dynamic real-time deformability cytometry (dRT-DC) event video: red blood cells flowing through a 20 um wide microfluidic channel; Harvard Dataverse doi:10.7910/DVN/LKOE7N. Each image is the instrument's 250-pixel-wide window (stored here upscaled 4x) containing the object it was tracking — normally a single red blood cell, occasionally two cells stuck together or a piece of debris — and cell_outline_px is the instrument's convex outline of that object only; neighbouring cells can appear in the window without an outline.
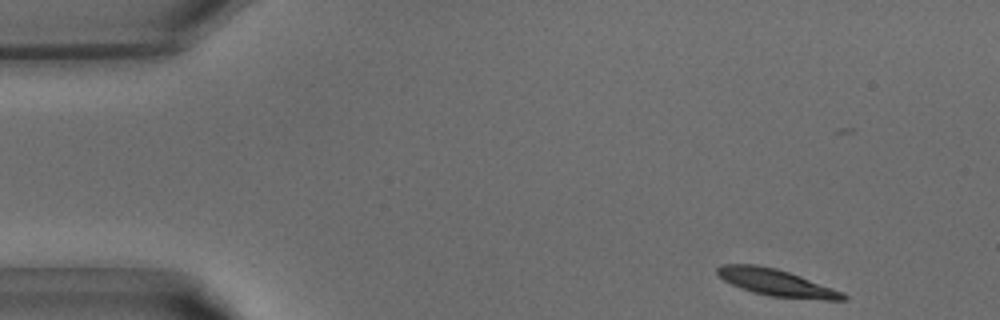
{"species": "common noctule bat (a hibernating species)", "species_latin": "Nyctalus noctula", "temperature_condition": "warm", "stored_images_in_passage": 37, "camera_frame_rate_fps": 3000, "um_per_image_px": 0.085, "animal": {"sex": "male", "body_mass_g": 15.6}, "frame": {"image": 1, "passage_image": 1, "time_ms": 0.0, "image_size_px": [1000, 320], "cell_outline_px": [[848, 300], [824, 300], [768, 296], [752, 292], [740, 288], [724, 280], [716, 272], [716, 268], [720, 264], [756, 264], [776, 268], [800, 276], [844, 292], [848, 296]], "centroid_in_image_um": [66.0, 24.03], "position_along_channel_um": 19.0, "area_um2": 19.77}}
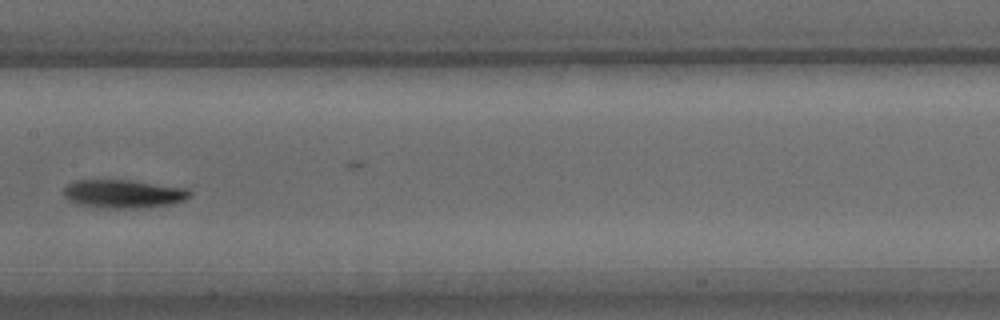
{"frame": {"image": 2, "passage_image": 17, "time_ms": 5.333, "image_size_px": [1000, 320], "cell_outline_px": [[192, 196], [184, 200], [172, 204], [136, 208], [100, 208], [76, 204], [68, 200], [64, 196], [64, 188], [68, 184], [76, 180], [132, 180], [188, 188], [192, 192]], "centroid_in_image_um": [10.51, 16.47], "position_along_channel_um": 196.9, "area_um2": 21.1}}
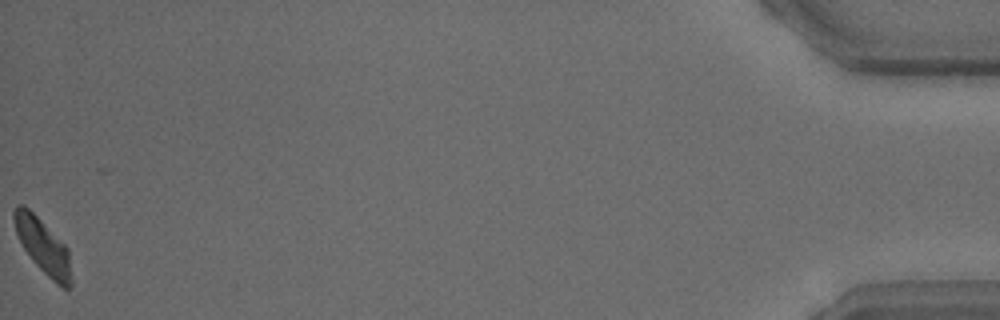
{"frame": {"image": 3, "passage_image": 37, "time_ms": 12.0, "image_size_px": [1000, 320], "cell_outline_px": [[72, 288], [64, 288], [56, 284], [32, 260], [24, 248], [16, 232], [12, 216], [12, 212], [16, 204], [24, 204], [68, 248], [72, 276]], "centroid_in_image_um": [3.66, 20.94], "position_along_channel_um": 431.5, "area_um2": 18.15}}